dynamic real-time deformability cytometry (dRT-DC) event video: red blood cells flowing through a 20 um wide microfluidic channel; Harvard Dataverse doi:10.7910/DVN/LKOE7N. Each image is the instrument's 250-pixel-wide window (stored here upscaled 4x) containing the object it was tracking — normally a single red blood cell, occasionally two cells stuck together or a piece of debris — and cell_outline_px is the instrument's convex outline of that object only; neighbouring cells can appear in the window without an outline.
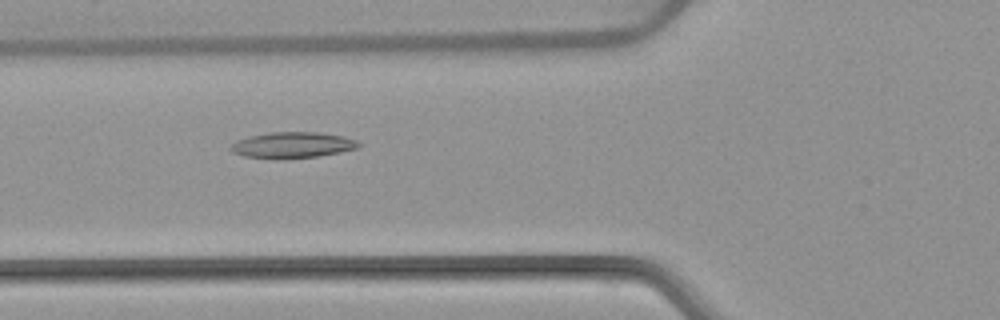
{"species": "common noctule bat (a hibernating species)", "species_latin": "Nyctalus noctula", "temperature_condition": "warm", "stored_images_in_passage": 53, "camera_frame_rate_fps": 3000, "um_per_image_px": 0.085, "animal": {"sex": "female", "body_mass_g": 22.7, "forearm_length_mm": 54.2}, "frame": {"image": 1, "passage_image": 20, "time_ms": 6.333, "image_size_px": [1000, 320], "cell_outline_px": [[360, 144], [356, 148], [340, 152], [316, 156], [284, 160], [272, 160], [244, 156], [232, 152], [228, 148], [236, 140], [248, 136], [268, 132], [320, 132], [344, 136], [356, 140]], "centroid_in_image_um": [24.79, 12.34], "position_along_channel_um": 101.0, "area_um2": 19.77}}
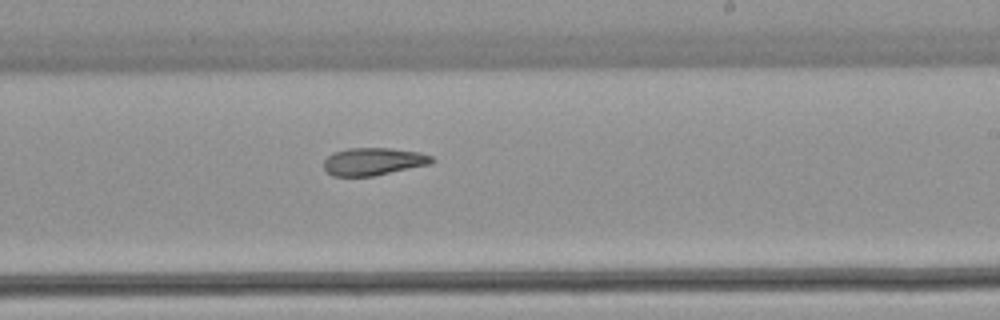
{"frame": {"image": 2, "passage_image": 32, "time_ms": 10.333, "image_size_px": [1000, 320], "cell_outline_px": [[436, 160], [432, 164], [372, 176], [332, 176], [324, 168], [324, 160], [332, 152], [348, 148], [388, 148], [420, 152], [432, 156]], "centroid_in_image_um": [31.75, 13.72], "position_along_channel_um": 257.2, "area_um2": 17.46}}
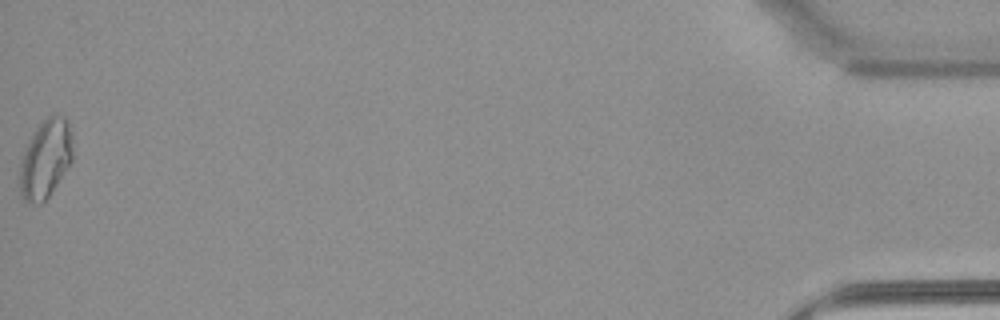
{"frame": {"image": 3, "passage_image": 53, "time_ms": 17.333, "image_size_px": [1000, 320], "cell_outline_px": [[72, 160], [48, 196], [40, 204], [28, 204], [24, 200], [20, 192], [20, 160], [36, 128], [52, 112], [64, 116], [68, 120], [72, 136]], "centroid_in_image_um": [3.87, 13.48], "position_along_channel_um": 431.3, "area_um2": 24.1}, "authors_computed_cell_mechanics": {"area_um2": 19.7676, "velocity_mm_per_s": 3.9104, "shape_relaxation_time_tau1_ms": null, "shape_relaxation_time_tau2_ms": 8.329, "deformation_change_tau1": null, "deformation_change_tau2": 0.196}}